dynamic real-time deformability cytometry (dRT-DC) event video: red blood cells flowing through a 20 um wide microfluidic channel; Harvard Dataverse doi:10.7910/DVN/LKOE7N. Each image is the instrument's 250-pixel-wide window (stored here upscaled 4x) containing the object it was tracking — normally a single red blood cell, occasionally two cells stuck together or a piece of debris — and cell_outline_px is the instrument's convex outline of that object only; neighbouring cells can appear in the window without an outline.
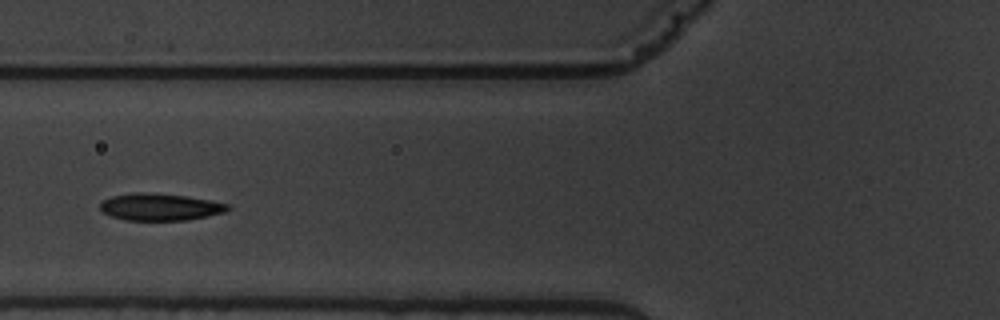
{"species": "common noctule bat (a hibernating species)", "species_latin": "Nyctalus noctula", "temperature_condition": "warm", "stored_images_in_passage": 7, "camera_frame_rate_fps": 3000, "um_per_image_px": 0.085, "animal": {"sex": "male", "body_mass_g": 19.5, "forearm_length_mm": 54.6}, "frame": {"image": 1, "passage_image": 3, "time_ms": 2.667, "image_size_px": [1000, 320], "cell_outline_px": [[232, 208], [224, 212], [188, 220], [124, 220], [108, 216], [100, 212], [100, 204], [104, 200], [112, 196], [136, 192], [148, 192], [188, 196], [212, 200], [228, 204]], "centroid_in_image_um": [13.58, 17.59], "position_along_channel_um": 112.2, "area_um2": 20.35}}
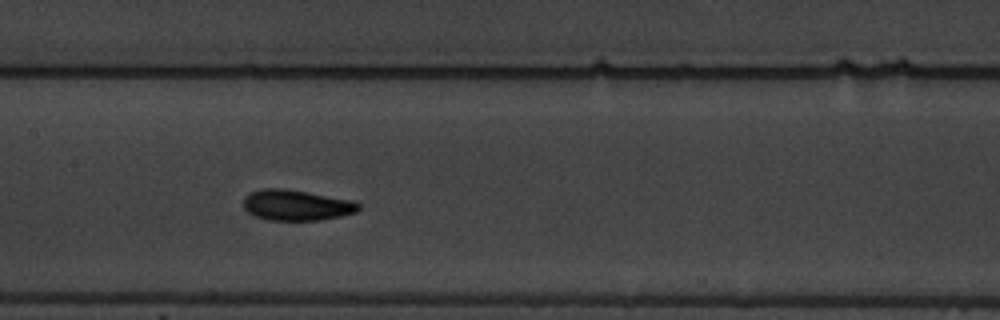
{"frame": {"image": 2, "passage_image": 5, "time_ms": 4.667, "image_size_px": [1000, 320], "cell_outline_px": [[360, 208], [356, 212], [340, 216], [320, 220], [268, 220], [252, 216], [244, 208], [244, 196], [248, 192], [260, 188], [284, 188], [352, 200], [360, 204]], "centroid_in_image_um": [25.14, 17.43], "position_along_channel_um": 182.3, "area_um2": 20.75}}
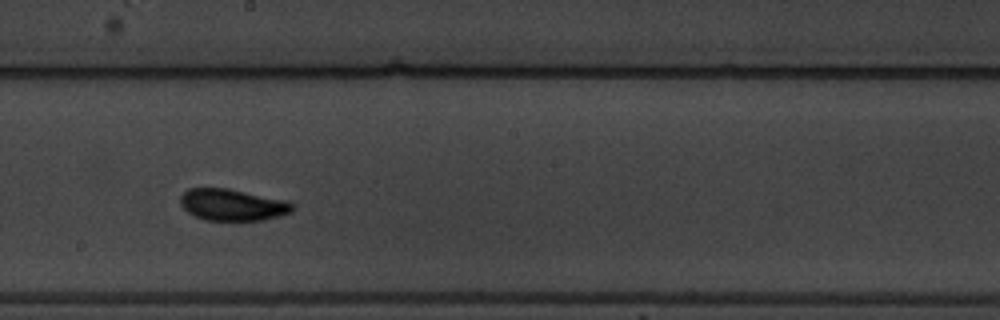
{"frame": {"image": 3, "passage_image": 6, "time_ms": 6.0, "image_size_px": [1000, 320], "cell_outline_px": [[292, 212], [280, 216], [264, 220], [204, 220], [188, 212], [180, 204], [180, 196], [188, 188], [228, 188], [288, 200], [292, 204]], "centroid_in_image_um": [19.77, 17.4], "position_along_channel_um": 228.4, "area_um2": 20.75}}